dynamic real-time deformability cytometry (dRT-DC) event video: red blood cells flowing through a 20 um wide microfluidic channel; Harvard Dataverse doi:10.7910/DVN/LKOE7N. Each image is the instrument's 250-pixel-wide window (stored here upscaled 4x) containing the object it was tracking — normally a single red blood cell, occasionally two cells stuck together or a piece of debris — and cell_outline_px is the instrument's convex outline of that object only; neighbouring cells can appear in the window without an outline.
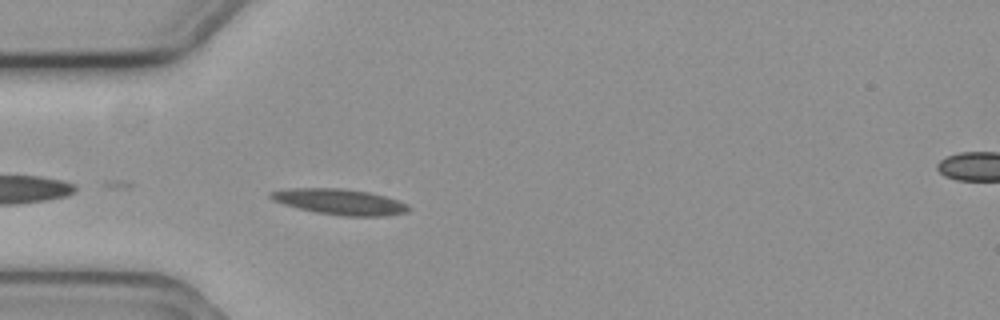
{"species": "common noctule bat (a hibernating species)", "species_latin": "Nyctalus noctula", "temperature_condition": "cold", "stored_images_in_passage": 4, "segment_of_instrument_passage": [1, 2], "camera_frame_rate_fps": 3000, "um_per_image_px": 0.085, "animal": {"sex": "female", "body_mass_g": 19.3, "forearm_length_mm": 54.1}, "frame": {"image": 1, "passage_image": 3, "time_ms": 0.667, "image_size_px": [1000, 320], "cell_outline_px": [[412, 208], [408, 212], [388, 216], [344, 216], [316, 212], [284, 204], [272, 200], [268, 196], [268, 192], [288, 188], [340, 188], [368, 192], [384, 196], [408, 204]], "centroid_in_image_um": [28.89, 17.15], "position_along_channel_um": 56.1, "area_um2": 20.69}}